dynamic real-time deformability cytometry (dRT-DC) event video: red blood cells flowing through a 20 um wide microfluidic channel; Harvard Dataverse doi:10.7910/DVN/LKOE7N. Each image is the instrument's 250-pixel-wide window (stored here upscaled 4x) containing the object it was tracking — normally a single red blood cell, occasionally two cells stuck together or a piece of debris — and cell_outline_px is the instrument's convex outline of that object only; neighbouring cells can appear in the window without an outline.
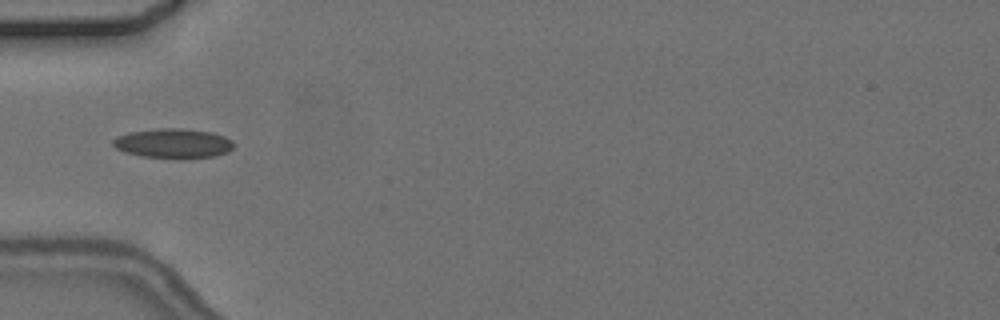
{"species": "common noctule bat (a hibernating species)", "species_latin": "Nyctalus noctula", "temperature_condition": "cold", "stored_images_in_passage": 4, "camera_frame_rate_fps": 3000, "um_per_image_px": 0.085, "animal": {"sex": "female", "body_mass_g": 24.6, "forearm_length_mm": 56.2}, "frame": {"image": 1, "passage_image": 4, "time_ms": 3.333, "image_size_px": [1000, 320], "cell_outline_px": [[236, 144], [228, 152], [212, 156], [184, 160], [180, 160], [144, 156], [124, 152], [116, 148], [112, 144], [112, 140], [116, 136], [128, 132], [160, 128], [184, 128], [212, 132], [224, 136], [232, 140]], "centroid_in_image_um": [14.74, 12.2], "position_along_channel_um": 70.3, "area_um2": 21.33}}